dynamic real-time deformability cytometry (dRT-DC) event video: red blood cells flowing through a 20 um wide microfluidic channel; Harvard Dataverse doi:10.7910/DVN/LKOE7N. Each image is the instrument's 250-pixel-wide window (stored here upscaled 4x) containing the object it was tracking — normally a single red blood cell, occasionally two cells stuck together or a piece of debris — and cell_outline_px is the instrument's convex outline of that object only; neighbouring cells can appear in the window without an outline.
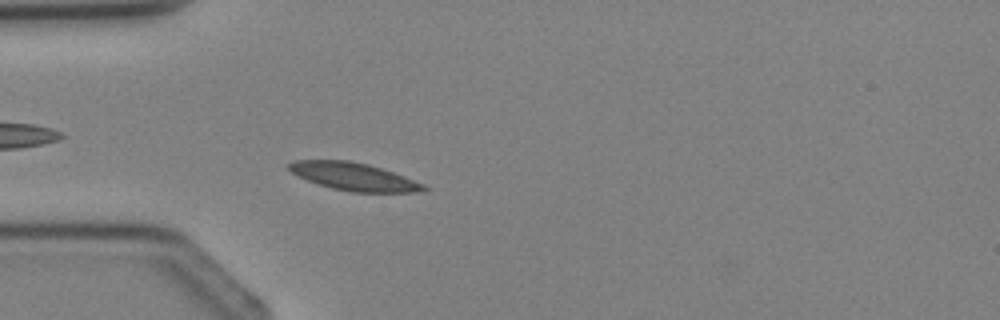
{"species": "Egyptian fruit bat (a non-hibernating species)", "species_latin": "Rousettus aegyptiacus", "temperature_condition": "cold", "stored_images_in_passage": 3, "camera_frame_rate_fps": 3000, "um_per_image_px": 0.085, "animal": {"sex": "female"}, "frame": {"image": 1, "passage_image": 3, "time_ms": 2.333, "image_size_px": [1000, 320], "cell_outline_px": [[428, 188], [424, 192], [352, 192], [332, 188], [308, 180], [292, 172], [288, 168], [288, 164], [292, 160], [348, 160], [368, 164], [404, 176], [424, 184]], "centroid_in_image_um": [30.09, 15.01], "position_along_channel_um": 54.9, "area_um2": 21.56}}